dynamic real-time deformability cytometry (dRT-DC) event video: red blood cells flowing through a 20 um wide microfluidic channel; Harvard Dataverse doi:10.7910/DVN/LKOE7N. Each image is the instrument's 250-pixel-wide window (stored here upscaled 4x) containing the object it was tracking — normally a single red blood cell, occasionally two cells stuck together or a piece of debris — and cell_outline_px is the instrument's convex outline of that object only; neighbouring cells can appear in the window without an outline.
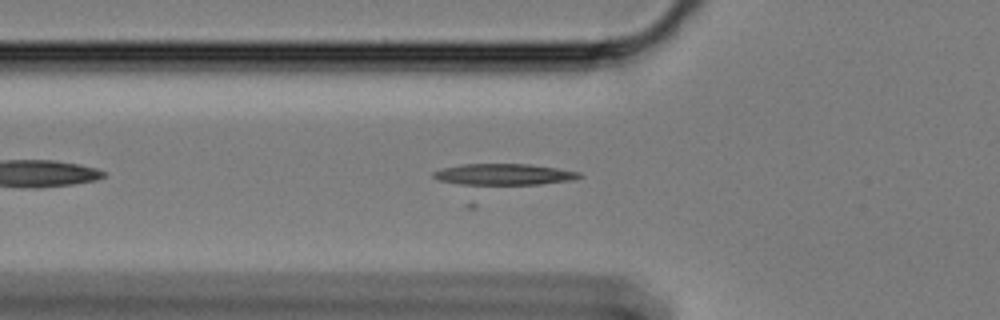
{"species": "Egyptian fruit bat (a non-hibernating species)", "species_latin": "Rousettus aegyptiacus", "temperature_condition": "cold", "stored_images_in_passage": 40, "camera_frame_rate_fps": 3000, "um_per_image_px": 0.085, "animal": {"sex": "female"}, "frame": {"image": 1, "passage_image": 10, "time_ms": 3.0, "image_size_px": [1000, 320], "cell_outline_px": [[584, 176], [572, 180], [540, 184], [476, 188], [468, 188], [440, 180], [432, 176], [432, 172], [444, 168], [464, 164], [528, 164], [556, 168], [580, 172]], "centroid_in_image_um": [42.75, 14.89], "position_along_channel_um": 83.1, "area_um2": 19.25}}
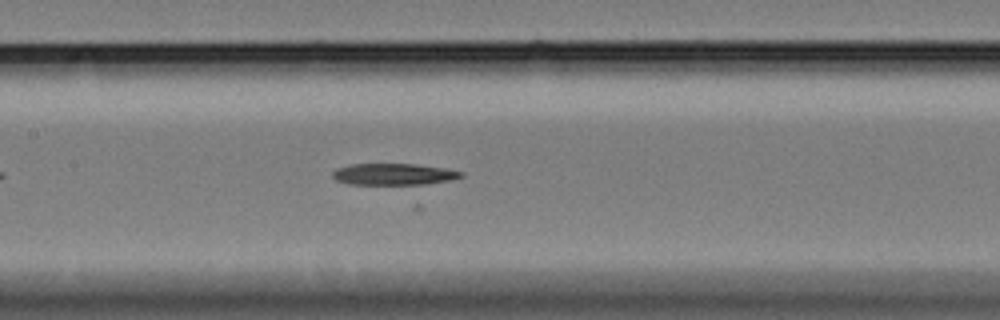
{"frame": {"image": 2, "passage_image": 18, "time_ms": 5.667, "image_size_px": [1000, 320], "cell_outline_px": [[464, 176], [452, 180], [416, 188], [352, 184], [336, 180], [332, 176], [332, 172], [336, 168], [352, 164], [416, 164], [448, 168], [464, 172]], "centroid_in_image_um": [33.58, 14.87], "position_along_channel_um": 173.8, "area_um2": 17.51}}
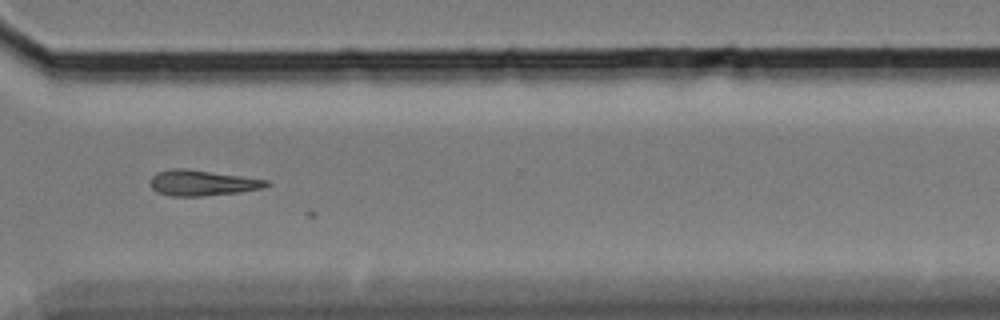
{"frame": {"image": 3, "passage_image": 34, "time_ms": 11.0, "image_size_px": [1000, 320], "cell_outline_px": [[272, 184], [264, 188], [240, 192], [200, 196], [172, 196], [156, 192], [152, 188], [152, 176], [156, 172], [172, 168], [184, 168], [268, 180]], "centroid_in_image_um": [17.2, 15.55], "position_along_channel_um": 353.4, "area_um2": 17.22}}